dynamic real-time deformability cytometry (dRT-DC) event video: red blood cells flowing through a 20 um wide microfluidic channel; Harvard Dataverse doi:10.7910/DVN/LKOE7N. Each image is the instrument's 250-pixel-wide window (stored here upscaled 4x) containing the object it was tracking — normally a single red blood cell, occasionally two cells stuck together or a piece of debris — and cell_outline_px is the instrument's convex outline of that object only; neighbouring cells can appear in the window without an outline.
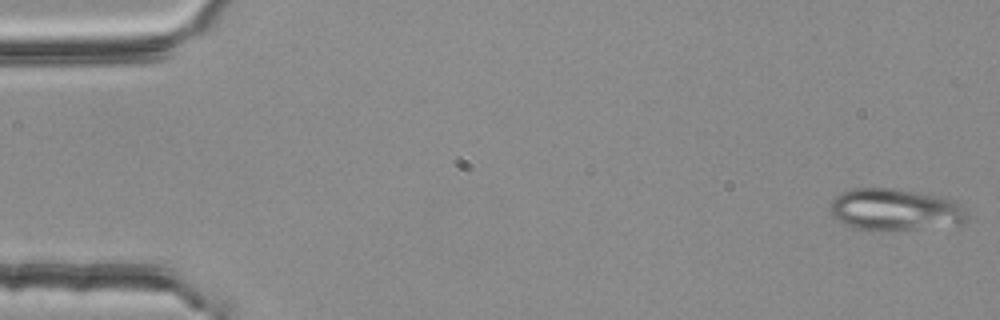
{"species": "common noctule bat (a hibernating species)", "species_latin": "Nyctalus noctula", "temperature_condition": "room temperature", "stored_images_in_passage": 55, "segment_of_instrument_passage": [1, 2], "camera_frame_rate_fps": 3000, "um_per_image_px": 0.085, "animal": {"sex": "female", "body_mass_g": 25.1}, "frame": {"image": 1, "passage_image": 1, "time_ms": 0.0, "image_size_px": [1000, 320], "cell_outline_px": [[968, 220], [964, 224], [912, 228], [856, 228], [836, 220], [832, 216], [832, 200], [840, 192], [852, 188], [892, 188], [920, 192], [956, 200], [964, 208], [968, 216]], "centroid_in_image_um": [76.12, 17.77], "position_along_channel_um": 8.9, "area_um2": 32.77}}
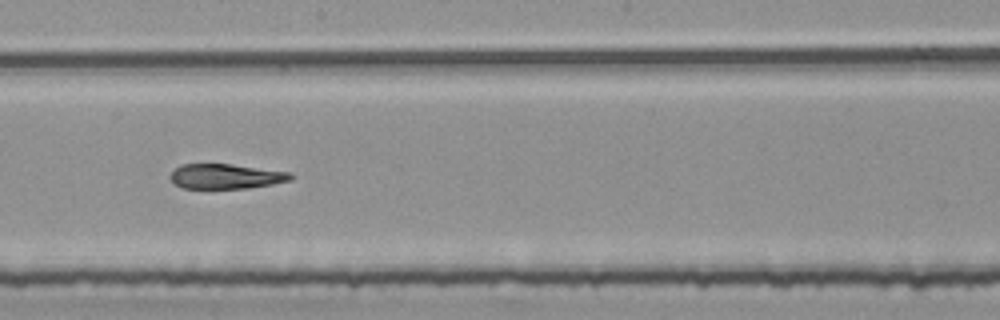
{"frame": {"image": 2, "passage_image": 30, "time_ms": 9.667, "image_size_px": [1000, 320], "cell_outline_px": [[292, 180], [272, 184], [248, 188], [184, 188], [176, 184], [168, 176], [180, 164], [232, 164], [292, 172]], "centroid_in_image_um": [19.22, 14.98], "position_along_channel_um": 229.0, "area_um2": 17.46}}
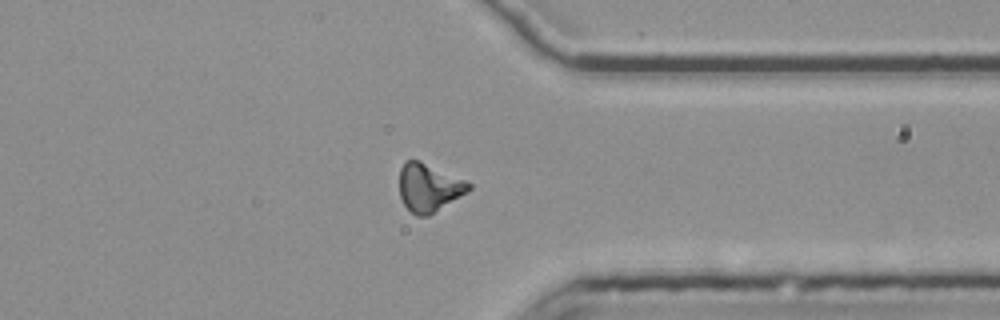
{"frame": {"image": 3, "passage_image": 42, "time_ms": 13.667, "image_size_px": [1000, 320], "cell_outline_px": [[472, 188], [468, 192], [428, 216], [416, 216], [404, 204], [400, 196], [400, 168], [404, 160], [420, 160], [468, 180], [472, 184]], "centroid_in_image_um": [36.49, 15.92], "position_along_channel_um": 374.9, "area_um2": 19.71}}